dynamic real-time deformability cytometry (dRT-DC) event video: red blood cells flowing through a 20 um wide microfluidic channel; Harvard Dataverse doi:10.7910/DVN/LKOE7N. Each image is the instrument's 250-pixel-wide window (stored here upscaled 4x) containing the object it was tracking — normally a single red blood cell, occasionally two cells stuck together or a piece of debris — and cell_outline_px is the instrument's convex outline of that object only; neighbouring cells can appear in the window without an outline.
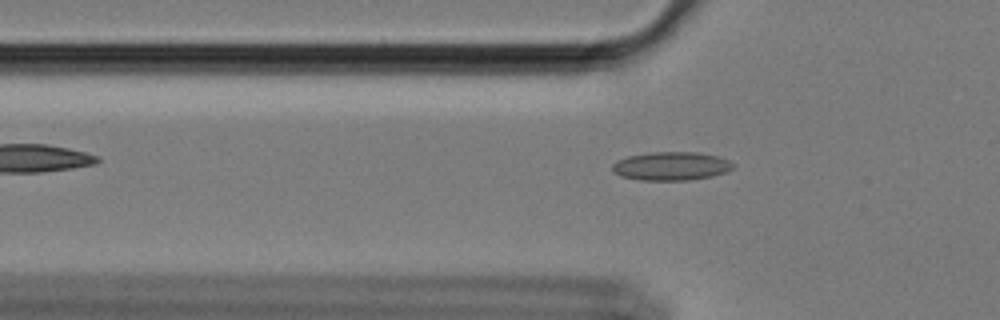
{"species": "Egyptian fruit bat (a non-hibernating species)", "species_latin": "Rousettus aegyptiacus", "temperature_condition": "cold", "stored_images_in_passage": 43, "camera_frame_rate_fps": 3000, "um_per_image_px": 0.085, "animal": {"sex": "female"}, "frame": {"image": 1, "passage_image": 2, "time_ms": 0.333, "image_size_px": [1000, 320], "cell_outline_px": [[736, 164], [732, 168], [724, 172], [712, 176], [688, 180], [640, 180], [620, 176], [612, 172], [612, 164], [628, 156], [648, 152], [700, 152], [716, 156], [728, 160]], "centroid_in_image_um": [57.03, 14.11], "position_along_channel_um": 68.8, "area_um2": 20.06}}
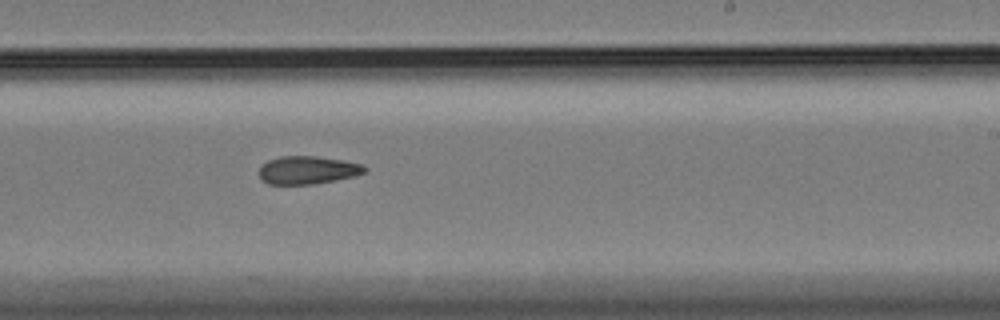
{"frame": {"image": 2, "passage_image": 19, "time_ms": 6.0, "image_size_px": [1000, 320], "cell_outline_px": [[368, 172], [356, 176], [336, 180], [312, 184], [268, 184], [260, 180], [260, 168], [268, 160], [280, 156], [316, 156], [344, 160], [364, 164], [368, 168]], "centroid_in_image_um": [26.21, 14.45], "position_along_channel_um": 262.8, "area_um2": 17.46}}
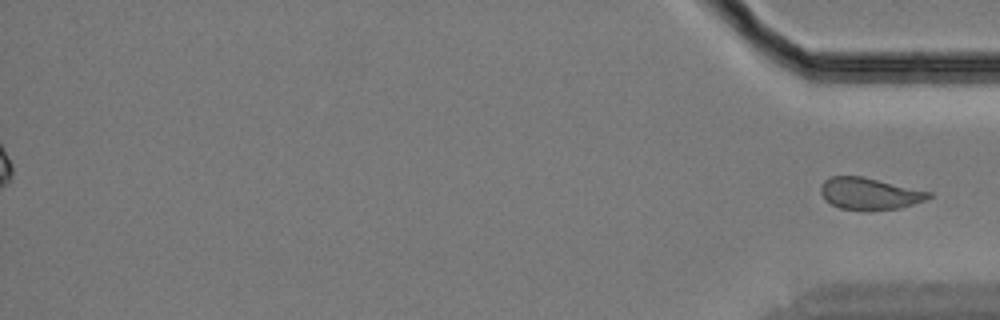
{"frame": {"image": 3, "passage_image": 43, "time_ms": 14.0, "image_size_px": [1000, 320], "cell_outline_px": [[932, 196], [924, 200], [900, 208], [868, 212], [864, 212], [840, 208], [824, 200], [820, 192], [820, 188], [824, 180], [828, 176], [860, 176], [932, 192]], "centroid_in_image_um": [73.86, 16.48], "position_along_channel_um": 361.3, "area_um2": 20.29}}